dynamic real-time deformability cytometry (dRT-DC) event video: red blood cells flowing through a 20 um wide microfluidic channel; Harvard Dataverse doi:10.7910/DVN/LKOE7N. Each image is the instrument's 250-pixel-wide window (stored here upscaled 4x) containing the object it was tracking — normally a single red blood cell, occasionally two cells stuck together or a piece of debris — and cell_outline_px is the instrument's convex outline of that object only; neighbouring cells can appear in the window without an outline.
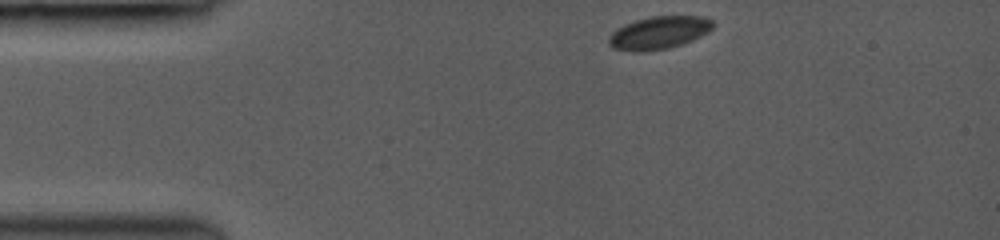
{"species": "common noctule bat (a hibernating species)", "species_latin": "Nyctalus noctula", "temperature_condition": "room temperature", "stored_images_in_passage": 9, "camera_frame_rate_fps": 3000, "um_per_image_px": 0.085, "animal": {"sex": "female", "body_mass_g": 19.0, "forearm_length_mm": 53.3}, "frame": {"image": 1, "passage_image": 1, "time_ms": 0.0, "image_size_px": [1000, 240], "cell_outline_px": [[712, 28], [708, 32], [692, 40], [668, 48], [640, 52], [636, 52], [612, 48], [608, 44], [608, 36], [612, 32], [624, 24], [636, 20], [652, 16], [704, 16], [712, 20]], "centroid_in_image_um": [55.97, 2.78], "position_along_channel_um": 29.0, "area_um2": 19.83}}
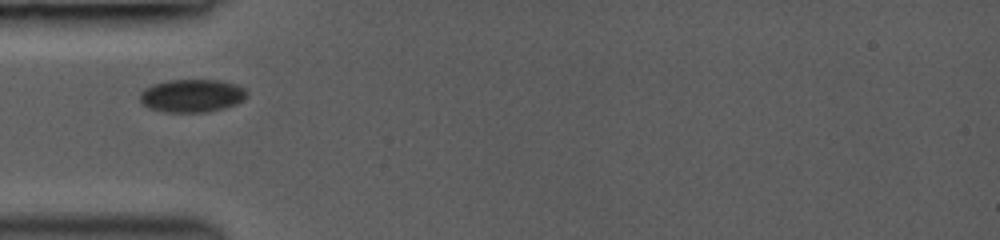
{"frame": {"image": 2, "passage_image": 8, "time_ms": 2.333, "image_size_px": [1000, 240], "cell_outline_px": [[248, 96], [244, 100], [236, 104], [224, 108], [208, 112], [164, 112], [148, 108], [140, 100], [140, 92], [144, 88], [152, 84], [168, 80], [220, 80], [236, 84], [244, 88], [248, 92]], "centroid_in_image_um": [16.33, 8.13], "position_along_channel_um": 68.7, "area_um2": 20.81}}